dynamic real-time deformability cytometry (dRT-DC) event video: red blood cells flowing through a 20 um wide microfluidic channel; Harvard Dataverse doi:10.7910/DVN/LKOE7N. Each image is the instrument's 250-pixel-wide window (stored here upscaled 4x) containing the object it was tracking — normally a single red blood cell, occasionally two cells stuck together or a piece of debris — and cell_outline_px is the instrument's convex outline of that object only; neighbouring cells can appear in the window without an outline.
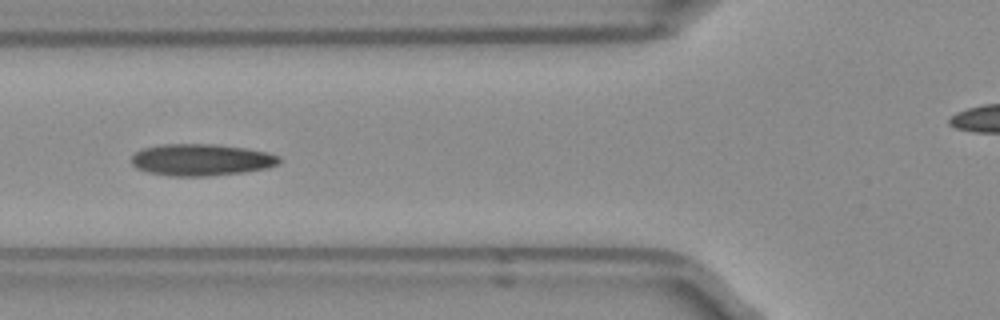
{"species": "Egyptian fruit bat (a non-hibernating species)", "species_latin": "Rousettus aegyptiacus", "temperature_condition": "room temperature", "stored_images_in_passage": 33, "camera_frame_rate_fps": 3000, "um_per_image_px": 0.085, "frame": {"image": 1, "passage_image": 10, "time_ms": 3.0, "image_size_px": [1000, 320], "cell_outline_px": [[284, 160], [280, 164], [268, 168], [244, 172], [208, 176], [172, 176], [148, 172], [136, 168], [132, 164], [132, 156], [140, 148], [160, 144], [216, 144], [244, 148], [268, 152], [280, 156]], "centroid_in_image_um": [17.14, 13.58], "position_along_channel_um": 108.7, "area_um2": 27.69}, "authors_computed_cell_mechanics": {"area_um2": 26.3568, "velocity_mm_per_s": 3.9442, "shape_relaxation_time_tau1_ms": 6.614, "shape_relaxation_time_tau2_ms": 9.679, "deformation_change_tau1": 0.1666, "deformation_change_tau2": 0.1842}}